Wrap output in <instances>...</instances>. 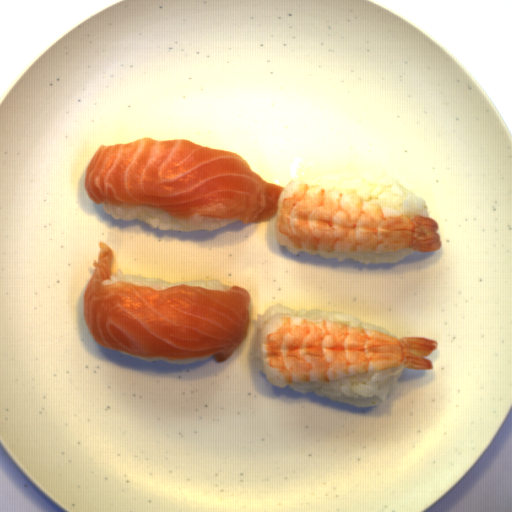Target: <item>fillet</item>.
<instances>
[{
  "label": "fillet",
  "instance_id": "obj_1",
  "mask_svg": "<svg viewBox=\"0 0 512 512\" xmlns=\"http://www.w3.org/2000/svg\"><path fill=\"white\" fill-rule=\"evenodd\" d=\"M84 188L97 204L156 209L183 222L240 219L254 224L278 213L286 187L267 183L230 151L190 139L148 136L98 147Z\"/></svg>",
  "mask_w": 512,
  "mask_h": 512
},
{
  "label": "fillet",
  "instance_id": "obj_2",
  "mask_svg": "<svg viewBox=\"0 0 512 512\" xmlns=\"http://www.w3.org/2000/svg\"><path fill=\"white\" fill-rule=\"evenodd\" d=\"M98 261L87 282L82 307L87 328L99 345L133 356L168 359L214 355L220 364L249 335L251 294L180 284L162 291L152 286L109 279L115 260L112 249L97 242Z\"/></svg>",
  "mask_w": 512,
  "mask_h": 512
}]
</instances>
